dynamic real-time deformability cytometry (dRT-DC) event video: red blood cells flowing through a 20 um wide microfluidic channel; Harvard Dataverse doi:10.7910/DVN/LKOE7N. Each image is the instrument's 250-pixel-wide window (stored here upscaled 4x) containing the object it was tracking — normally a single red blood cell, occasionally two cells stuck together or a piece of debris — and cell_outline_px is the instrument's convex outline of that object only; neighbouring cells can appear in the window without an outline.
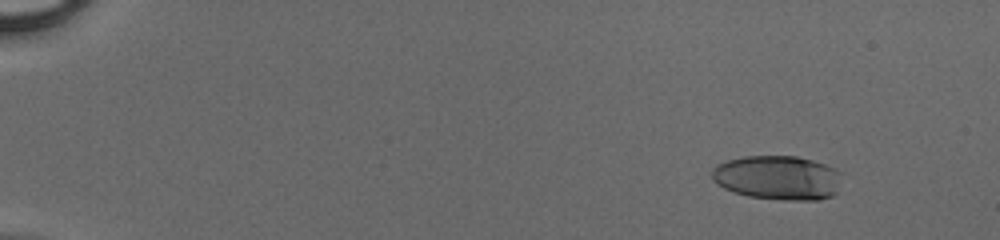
{"species": "human", "species_latin": "Homo sapiens", "temperature_condition": "cold", "stored_images_in_passage": 51, "camera_frame_rate_fps": 3000, "um_per_image_px": 0.085, "donor": {"sex": "male"}, "frame": {"image": 1, "passage_image": 7, "time_ms": 2.0, "image_size_px": [1000, 240], "cell_outline_px": [[840, 172], [836, 192], [832, 196], [820, 200], [784, 200], [748, 196], [724, 188], [716, 184], [712, 180], [712, 168], [716, 164], [728, 160], [744, 156], [796, 156], [812, 160], [824, 164]], "centroid_in_image_um": [66.06, 15.1], "position_along_channel_um": 18.9, "area_um2": 33.41}}
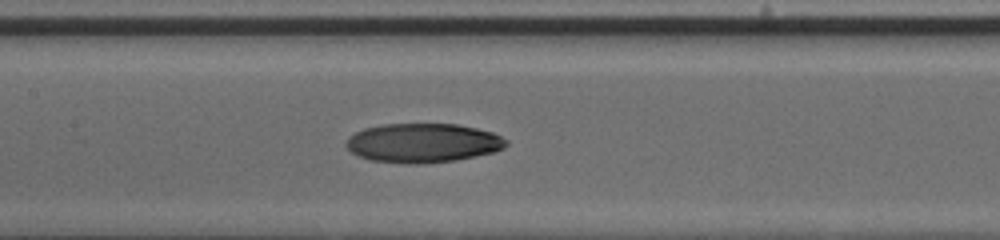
{"frame": {"image": 2, "passage_image": 28, "time_ms": 9.0, "image_size_px": [1000, 240], "cell_outline_px": [[508, 144], [504, 148], [492, 152], [476, 156], [456, 160], [424, 164], [404, 164], [372, 160], [356, 156], [344, 144], [348, 136], [364, 128], [380, 124], [456, 124], [476, 128], [492, 132], [508, 140]], "centroid_in_image_um": [35.92, 12.15], "position_along_channel_um": 171.5, "area_um2": 36.82}}
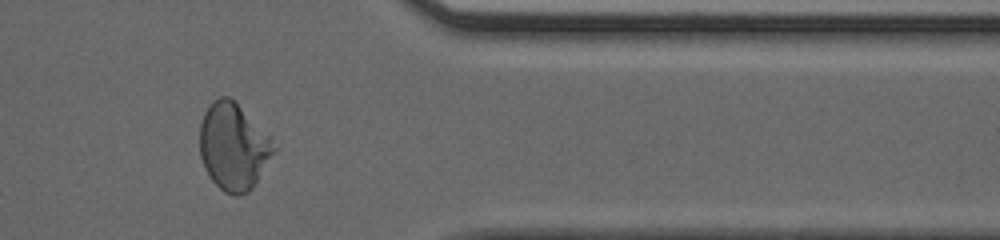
{"frame": {"image": 3, "passage_image": 44, "time_ms": 14.333, "image_size_px": [1000, 240], "cell_outline_px": [[276, 148], [252, 188], [248, 192], [240, 196], [236, 196], [224, 192], [212, 180], [204, 168], [200, 156], [200, 124], [204, 112], [212, 100], [220, 96], [228, 96], [272, 136]], "centroid_in_image_um": [19.83, 12.45], "position_along_channel_um": 391.6, "area_um2": 37.45}}